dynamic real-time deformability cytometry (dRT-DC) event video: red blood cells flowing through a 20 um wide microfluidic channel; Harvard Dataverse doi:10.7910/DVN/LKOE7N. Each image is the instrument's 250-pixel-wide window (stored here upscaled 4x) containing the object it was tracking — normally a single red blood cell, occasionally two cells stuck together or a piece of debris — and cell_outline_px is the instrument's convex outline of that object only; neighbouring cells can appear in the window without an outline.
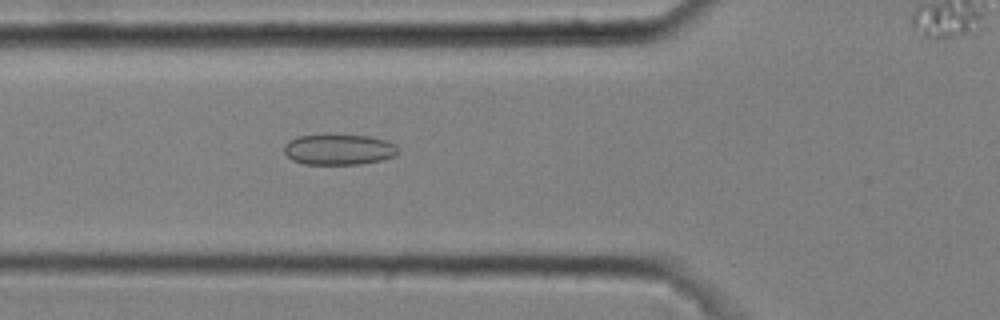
{"species": "common noctule bat (a hibernating species)", "species_latin": "Nyctalus noctula", "temperature_condition": "cold", "stored_images_in_passage": 7, "segment_of_instrument_passage": [1, 2], "camera_frame_rate_fps": 3000, "um_per_image_px": 0.085, "animal": {"sex": "male", "body_mass_g": 20.4}, "frame": {"image": 1, "passage_image": 6, "time_ms": 1.667, "image_size_px": [1000, 320], "cell_outline_px": [[400, 152], [396, 156], [384, 160], [360, 164], [304, 164], [292, 160], [284, 152], [284, 144], [288, 140], [300, 136], [324, 132], [328, 132], [368, 136], [384, 140], [396, 144], [400, 148]], "centroid_in_image_um": [28.82, 12.67], "position_along_channel_um": 97.0, "area_um2": 21.33}}